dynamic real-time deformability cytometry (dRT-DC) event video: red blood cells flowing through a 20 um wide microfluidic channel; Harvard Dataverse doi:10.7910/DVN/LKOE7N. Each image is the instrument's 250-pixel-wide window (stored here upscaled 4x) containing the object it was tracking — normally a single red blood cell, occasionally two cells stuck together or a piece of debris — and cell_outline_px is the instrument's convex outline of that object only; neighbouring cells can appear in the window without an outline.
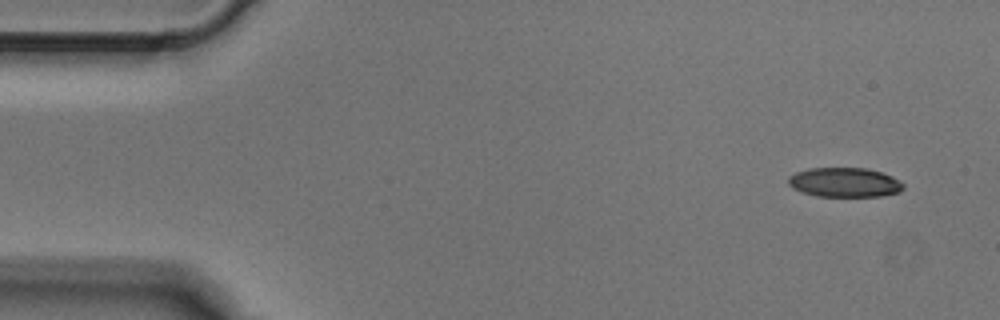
{"species": "Egyptian fruit bat (a non-hibernating species)", "species_latin": "Rousettus aegyptiacus", "temperature_condition": "cold", "stored_images_in_passage": 6, "camera_frame_rate_fps": 3000, "um_per_image_px": 0.085, "animal": {"sex": "male"}, "frame": {"image": 1, "passage_image": 1, "time_ms": 0.0, "image_size_px": [1000, 320], "cell_outline_px": [[904, 188], [900, 192], [880, 196], [816, 196], [800, 192], [792, 188], [788, 184], [788, 176], [796, 172], [808, 168], [868, 168], [892, 176], [900, 180], [904, 184]], "centroid_in_image_um": [71.78, 15.5], "position_along_channel_um": 13.2, "area_um2": 19.94}}
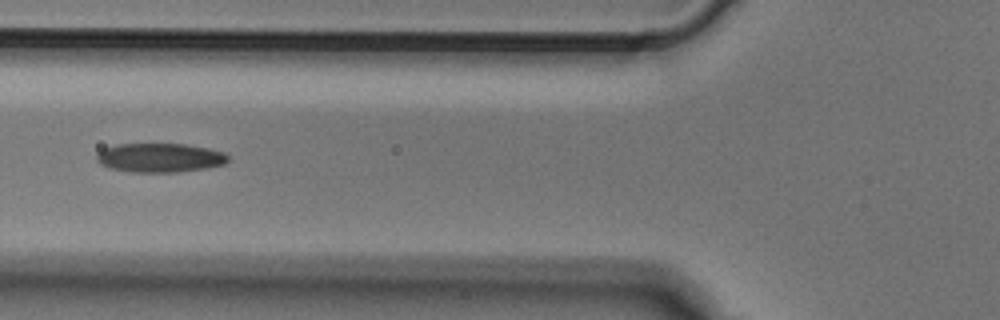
{"frame": {"image": 2, "passage_image": 5, "time_ms": 1.333, "image_size_px": [1000, 320], "cell_outline_px": [[228, 160], [224, 164], [208, 168], [180, 172], [132, 172], [108, 168], [100, 164], [96, 160], [96, 156], [104, 148], [120, 144], [184, 144], [208, 148], [224, 152], [228, 156]], "centroid_in_image_um": [13.6, 13.41], "position_along_channel_um": 112.2, "area_um2": 22.31}}
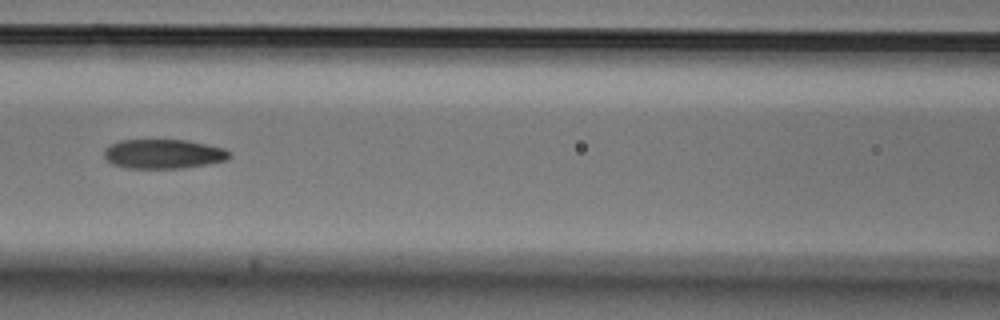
{"frame": {"image": 3, "passage_image": 6, "time_ms": 1.667, "image_size_px": [1000, 320], "cell_outline_px": [[232, 156], [228, 160], [208, 164], [180, 168], [124, 168], [112, 164], [104, 156], [104, 148], [120, 140], [188, 140], [208, 144], [224, 148], [232, 152]], "centroid_in_image_um": [13.93, 13.08], "position_along_channel_um": 152.7, "area_um2": 21.68}}